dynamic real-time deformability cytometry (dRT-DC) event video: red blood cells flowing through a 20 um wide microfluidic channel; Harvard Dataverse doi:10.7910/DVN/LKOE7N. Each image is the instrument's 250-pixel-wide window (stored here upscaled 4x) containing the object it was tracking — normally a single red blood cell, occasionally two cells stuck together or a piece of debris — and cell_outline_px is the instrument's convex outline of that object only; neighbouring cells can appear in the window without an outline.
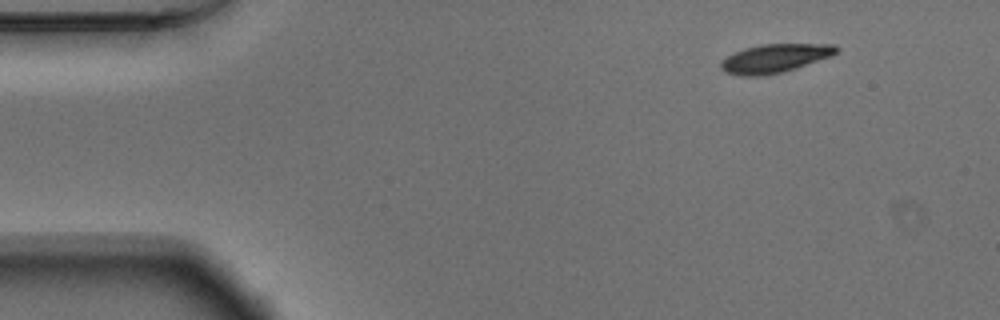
{"species": "Egyptian fruit bat (a non-hibernating species)", "species_latin": "Rousettus aegyptiacus", "temperature_condition": "warm", "stored_images_in_passage": 49, "camera_frame_rate_fps": 3000, "um_per_image_px": 0.085, "animal": {"sex": "male"}, "frame": {"image": 1, "passage_image": 1, "time_ms": 0.0, "image_size_px": [1000, 320], "cell_outline_px": [[840, 48], [832, 56], [796, 68], [780, 72], [760, 76], [740, 76], [724, 72], [720, 68], [720, 60], [744, 48], [760, 44], [836, 44]], "centroid_in_image_um": [65.85, 4.95], "position_along_channel_um": 19.2, "area_um2": 19.31}}
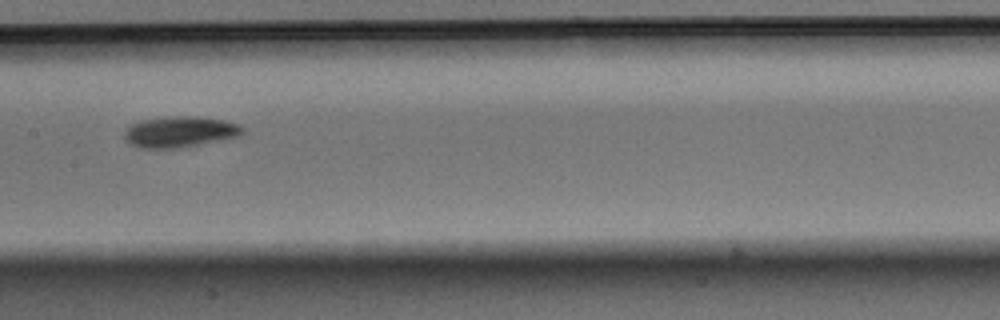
{"frame": {"image": 2, "passage_image": 22, "time_ms": 7.0, "image_size_px": [1000, 320], "cell_outline_px": [[244, 132], [240, 136], [180, 148], [140, 148], [124, 140], [124, 132], [132, 124], [140, 120], [164, 116], [196, 116], [224, 120], [240, 124], [244, 128]], "centroid_in_image_um": [15.3, 11.19], "position_along_channel_um": 192.1, "area_um2": 21.5}}
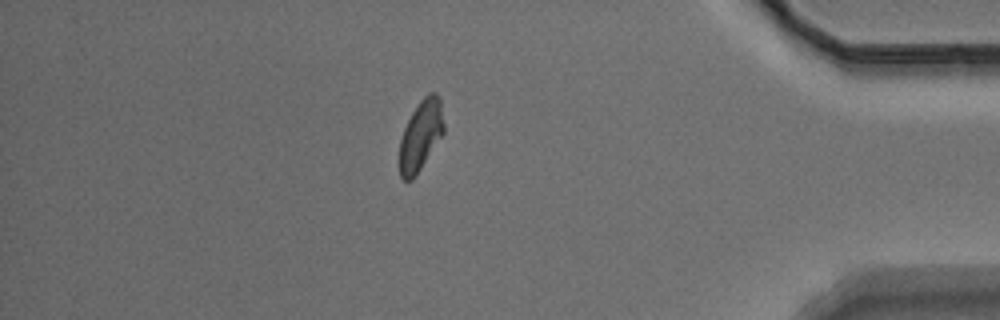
{"frame": {"image": 3, "passage_image": 42, "time_ms": 13.667, "image_size_px": [1000, 320], "cell_outline_px": [[444, 132], [412, 180], [404, 180], [400, 176], [400, 140], [404, 128], [412, 112], [420, 100], [428, 92], [436, 92], [440, 96], [444, 124]], "centroid_in_image_um": [35.77, 11.45], "position_along_channel_um": 399.4, "area_um2": 17.92}, "authors_computed_cell_mechanics": {"area_um2": 19.4786, "velocity_mm_per_s": 3.6904, "shape_relaxation_time_tau1_ms": 2.8874, "shape_relaxation_time_tau2_ms": 5.5484, "deformation_change_tau1": 0.1215, "deformation_change_tau2": 0.1033}}